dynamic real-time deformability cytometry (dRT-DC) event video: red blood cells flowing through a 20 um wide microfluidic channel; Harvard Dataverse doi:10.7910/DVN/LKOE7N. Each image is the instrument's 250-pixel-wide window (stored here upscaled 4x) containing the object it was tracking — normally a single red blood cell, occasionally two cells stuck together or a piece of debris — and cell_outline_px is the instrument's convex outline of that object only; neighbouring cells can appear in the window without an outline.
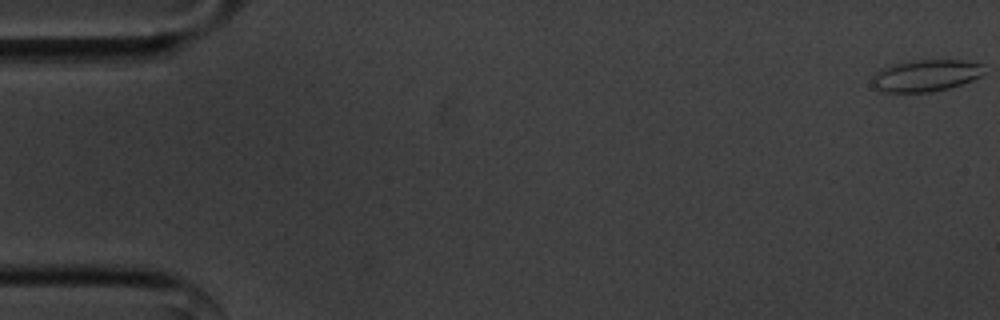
{"species": "common noctule bat (a hibernating species)", "species_latin": "Nyctalus noctula", "temperature_condition": "cold", "stored_images_in_passage": 56, "camera_frame_rate_fps": 3000, "um_per_image_px": 0.085, "animal": {"sex": "male", "body_mass_g": 20.1, "forearm_length_mm": 53.5}, "frame": {"image": 1, "passage_image": 1, "time_ms": 0.0, "image_size_px": [1000, 320], "cell_outline_px": [[984, 72], [980, 76], [972, 80], [948, 88], [932, 92], [884, 92], [876, 88], [872, 84], [872, 76], [880, 68], [888, 64], [916, 60], [964, 60], [984, 64]], "centroid_in_image_um": [78.67, 6.41], "position_along_channel_um": 6.3, "area_um2": 20.92}}
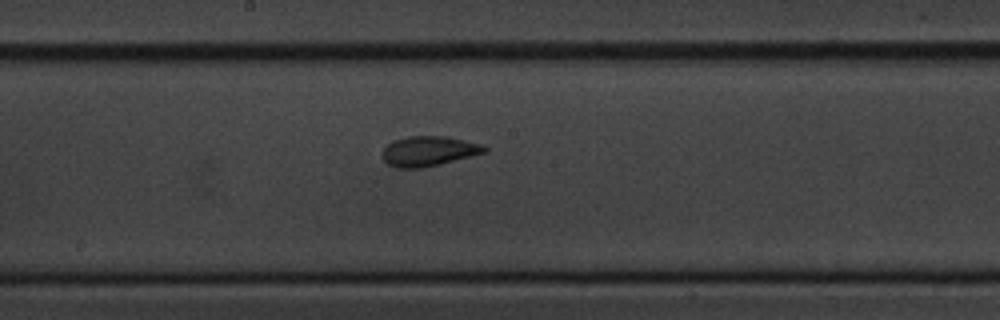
{"frame": {"image": 2, "passage_image": 30, "time_ms": 9.667, "image_size_px": [1000, 320], "cell_outline_px": [[488, 152], [424, 168], [396, 168], [388, 164], [384, 160], [380, 152], [392, 140], [408, 136], [444, 136], [480, 144], [488, 148]], "centroid_in_image_um": [36.4, 12.85], "position_along_channel_um": 211.8, "area_um2": 17.92}}
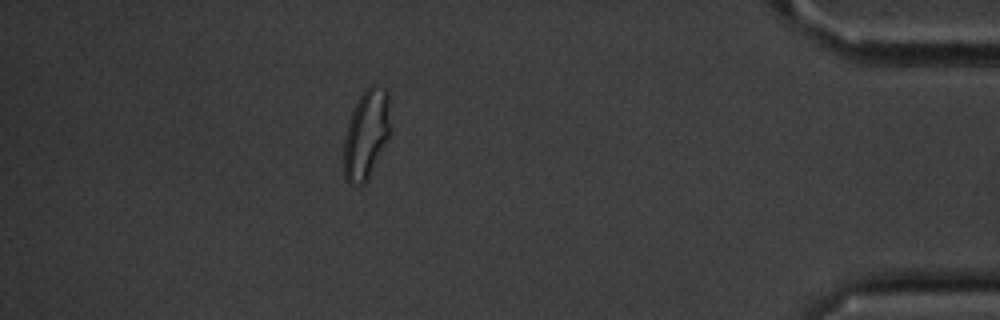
{"frame": {"image": 3, "passage_image": 50, "time_ms": 16.333, "image_size_px": [1000, 320], "cell_outline_px": [[392, 128], [388, 140], [368, 180], [364, 184], [348, 184], [344, 180], [344, 140], [348, 124], [352, 112], [364, 88], [368, 84], [376, 84], [384, 88], [388, 92]], "centroid_in_image_um": [31.17, 11.4], "position_along_channel_um": 404.0, "area_um2": 24.8}, "authors_computed_cell_mechanics": {"area_um2": 18.6405, "velocity_mm_per_s": 3.5773, "shape_relaxation_time_tau1_ms": 3.6418, "shape_relaxation_time_tau2_ms": 1.288, "deformation_change_tau1": 0.1228, "deformation_change_tau2": 0.0743}}